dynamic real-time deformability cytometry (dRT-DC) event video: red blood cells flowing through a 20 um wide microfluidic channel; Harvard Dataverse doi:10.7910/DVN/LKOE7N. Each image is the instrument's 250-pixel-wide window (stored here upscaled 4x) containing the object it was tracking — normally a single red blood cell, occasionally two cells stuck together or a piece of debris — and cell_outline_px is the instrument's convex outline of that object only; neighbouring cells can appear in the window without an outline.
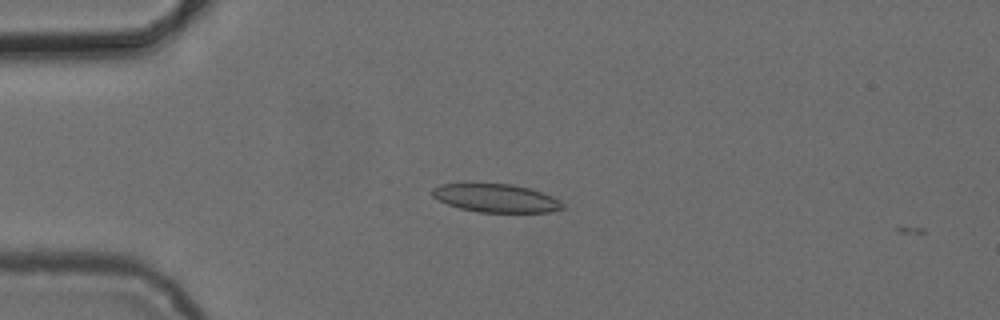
{"species": "common noctule bat (a hibernating species)", "species_latin": "Nyctalus noctula", "temperature_condition": "cold", "stored_images_in_passage": 5, "camera_frame_rate_fps": 3000, "um_per_image_px": 0.085, "animal": {"sex": "female", "body_mass_g": 24.6, "forearm_length_mm": 56.2}, "frame": {"image": 1, "passage_image": 4, "time_ms": 3.667, "image_size_px": [1000, 320], "cell_outline_px": [[564, 208], [548, 212], [480, 212], [460, 208], [448, 204], [432, 196], [432, 188], [440, 184], [464, 180], [512, 184], [528, 188], [552, 196], [560, 200], [564, 204]], "centroid_in_image_um": [42.07, 16.78], "position_along_channel_um": 42.9, "area_um2": 22.25}}